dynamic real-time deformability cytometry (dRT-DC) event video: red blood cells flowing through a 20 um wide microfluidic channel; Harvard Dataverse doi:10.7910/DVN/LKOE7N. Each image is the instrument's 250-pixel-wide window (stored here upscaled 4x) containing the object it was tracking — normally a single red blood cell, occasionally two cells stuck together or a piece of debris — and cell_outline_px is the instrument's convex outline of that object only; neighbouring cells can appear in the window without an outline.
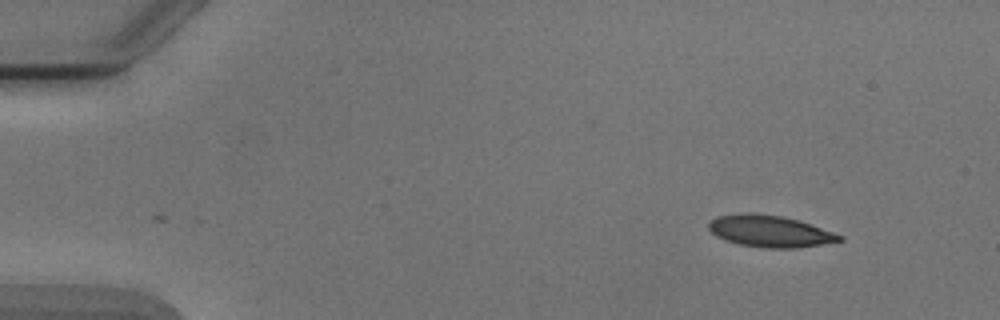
{"species": "Egyptian fruit bat (a non-hibernating species)", "species_latin": "Rousettus aegyptiacus", "temperature_condition": "cold", "stored_images_in_passage": 3, "camera_frame_rate_fps": 3000, "um_per_image_px": 0.085, "animal": {"sex": "male"}, "frame": {"image": 1, "passage_image": 3, "time_ms": 2.333, "image_size_px": [1000, 320], "cell_outline_px": [[844, 240], [796, 248], [764, 248], [740, 244], [724, 240], [716, 236], [708, 228], [708, 224], [716, 216], [748, 212], [784, 216], [800, 220], [844, 236]], "centroid_in_image_um": [65.44, 19.64], "position_along_channel_um": 19.6, "area_um2": 24.22}}